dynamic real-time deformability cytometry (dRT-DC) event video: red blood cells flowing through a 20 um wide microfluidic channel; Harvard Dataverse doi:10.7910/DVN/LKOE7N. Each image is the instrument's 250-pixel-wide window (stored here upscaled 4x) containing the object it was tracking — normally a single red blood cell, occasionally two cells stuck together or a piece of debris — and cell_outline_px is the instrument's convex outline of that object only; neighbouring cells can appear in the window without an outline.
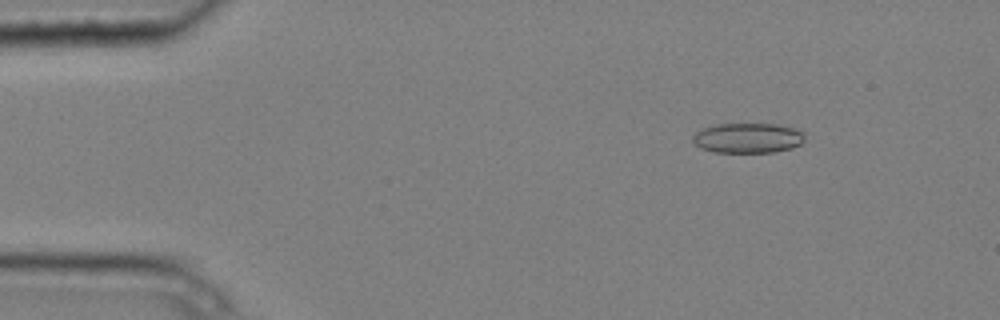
{"species": "common noctule bat (a hibernating species)", "species_latin": "Nyctalus noctula", "temperature_condition": "cold", "stored_images_in_passage": 5, "camera_frame_rate_fps": 3000, "um_per_image_px": 0.085, "animal": {"sex": "male", "body_mass_g": 20.4}, "frame": {"image": 1, "passage_image": 2, "time_ms": 0.333, "image_size_px": [1000, 320], "cell_outline_px": [[804, 140], [800, 144], [792, 148], [776, 152], [712, 152], [700, 148], [692, 140], [692, 136], [696, 132], [704, 128], [716, 124], [780, 124], [792, 128], [800, 132], [804, 136]], "centroid_in_image_um": [63.54, 11.74], "position_along_channel_um": 21.5, "area_um2": 19.54}}